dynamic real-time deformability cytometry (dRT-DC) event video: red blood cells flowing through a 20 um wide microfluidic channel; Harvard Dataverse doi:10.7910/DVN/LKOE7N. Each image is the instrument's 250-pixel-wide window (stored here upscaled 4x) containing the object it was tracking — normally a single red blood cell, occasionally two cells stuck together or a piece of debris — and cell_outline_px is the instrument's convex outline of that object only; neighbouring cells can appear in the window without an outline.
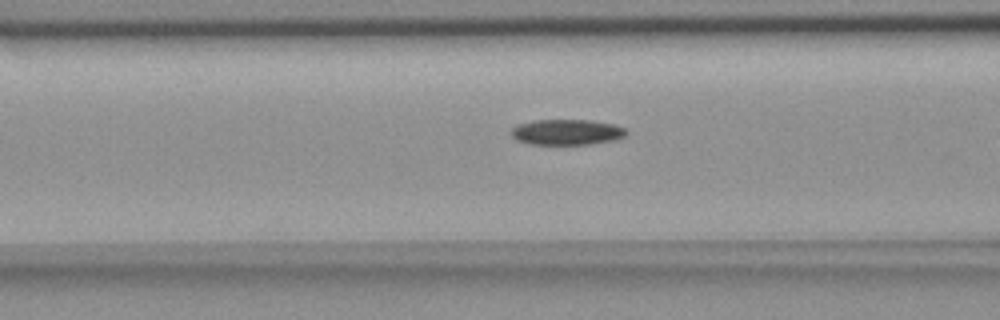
{"species": "common noctule bat (a hibernating species)", "species_latin": "Nyctalus noctula", "temperature_condition": "room temperature", "stored_images_in_passage": 18, "camera_frame_rate_fps": 3000, "um_per_image_px": 0.085, "animal": {"sex": "female", "body_mass_g": 18.4}, "frame": {"image": 1, "passage_image": 16, "time_ms": 5.0, "image_size_px": [1000, 320], "cell_outline_px": [[628, 132], [624, 136], [616, 140], [588, 144], [528, 144], [516, 140], [508, 132], [516, 124], [532, 120], [592, 120], [612, 124], [624, 128]], "centroid_in_image_um": [48.12, 11.22], "position_along_channel_um": 118.5, "area_um2": 17.34}}